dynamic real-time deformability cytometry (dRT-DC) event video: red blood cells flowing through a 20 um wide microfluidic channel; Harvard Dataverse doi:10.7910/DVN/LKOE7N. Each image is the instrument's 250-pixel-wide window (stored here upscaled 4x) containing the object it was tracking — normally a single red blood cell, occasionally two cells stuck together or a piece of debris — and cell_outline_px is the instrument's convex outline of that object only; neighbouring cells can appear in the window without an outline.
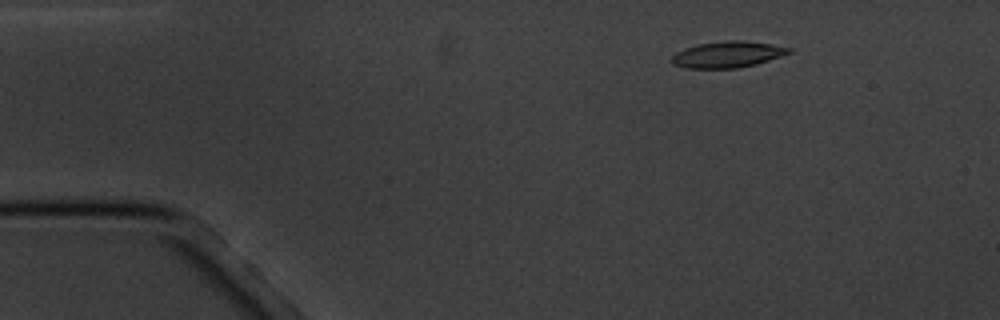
{"species": "common noctule bat (a hibernating species)", "species_latin": "Nyctalus noctula", "temperature_condition": "cold", "stored_images_in_passage": 7, "camera_frame_rate_fps": 3000, "um_per_image_px": 0.085, "animal": {"sex": "male", "body_mass_g": 20.1, "forearm_length_mm": 53.5}, "frame": {"image": 1, "passage_image": 1, "time_ms": 0.0, "image_size_px": [1000, 320], "cell_outline_px": [[792, 52], [756, 64], [736, 68], [688, 68], [676, 64], [668, 60], [676, 52], [684, 48], [696, 44], [724, 40], [744, 40], [792, 48]], "centroid_in_image_um": [61.81, 4.62], "position_along_channel_um": 23.2, "area_um2": 17.86}}
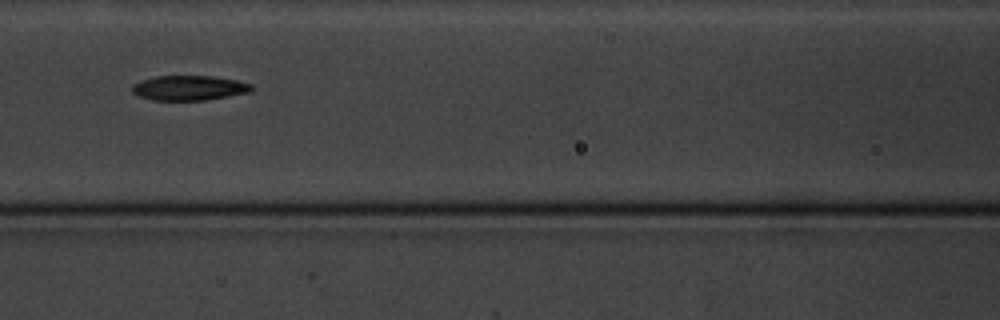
{"frame": {"image": 2, "passage_image": 5, "time_ms": 5.667, "image_size_px": [1000, 320], "cell_outline_px": [[256, 88], [252, 92], [204, 100], [152, 100], [136, 96], [132, 92], [132, 84], [156, 76], [212, 76], [236, 80], [252, 84]], "centroid_in_image_um": [16.1, 7.48], "position_along_channel_um": 150.5, "area_um2": 17.4}}
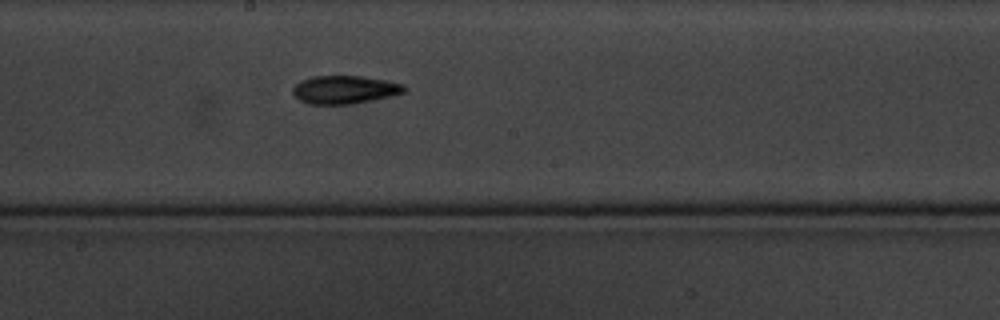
{"frame": {"image": 3, "passage_image": 7, "time_ms": 7.667, "image_size_px": [1000, 320], "cell_outline_px": [[408, 88], [404, 92], [388, 96], [352, 104], [308, 104], [300, 100], [292, 92], [292, 88], [300, 80], [312, 76], [360, 76], [388, 80], [404, 84]], "centroid_in_image_um": [29.29, 7.61], "position_along_channel_um": 218.9, "area_um2": 18.26}}